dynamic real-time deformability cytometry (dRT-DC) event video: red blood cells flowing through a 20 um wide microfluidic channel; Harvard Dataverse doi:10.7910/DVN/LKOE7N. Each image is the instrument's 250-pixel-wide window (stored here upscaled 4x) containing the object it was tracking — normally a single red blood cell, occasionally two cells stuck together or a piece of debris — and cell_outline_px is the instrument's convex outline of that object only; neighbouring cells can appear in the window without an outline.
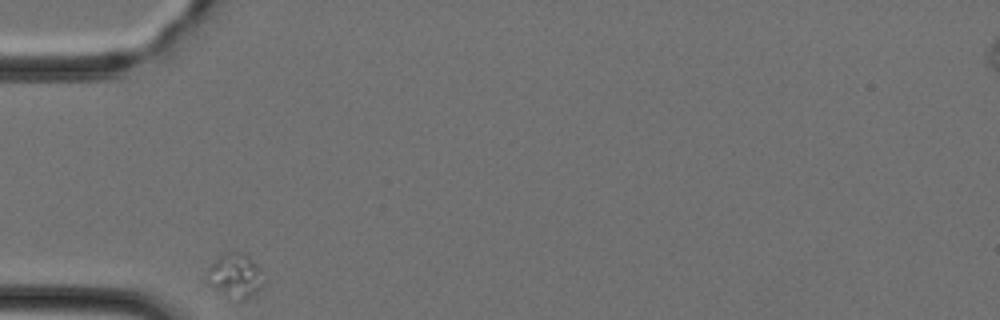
{"species": "Egyptian fruit bat (a non-hibernating species)", "species_latin": "Rousettus aegyptiacus", "temperature_condition": "cold", "stored_images_in_passage": 5, "camera_frame_rate_fps": 3000, "um_per_image_px": 0.085, "animal": {"sex": "female"}, "frame": {"image": 1, "passage_image": 1, "time_ms": 0.0, "image_size_px": [1000, 320], "cell_outline_px": [[264, 284], [256, 292], [244, 300], [240, 300], [208, 284], [208, 268], [216, 256], [224, 252], [240, 252], [248, 256], [260, 268]], "centroid_in_image_um": [20.0, 23.37], "position_along_channel_um": 65.0, "area_um2": 14.16}}